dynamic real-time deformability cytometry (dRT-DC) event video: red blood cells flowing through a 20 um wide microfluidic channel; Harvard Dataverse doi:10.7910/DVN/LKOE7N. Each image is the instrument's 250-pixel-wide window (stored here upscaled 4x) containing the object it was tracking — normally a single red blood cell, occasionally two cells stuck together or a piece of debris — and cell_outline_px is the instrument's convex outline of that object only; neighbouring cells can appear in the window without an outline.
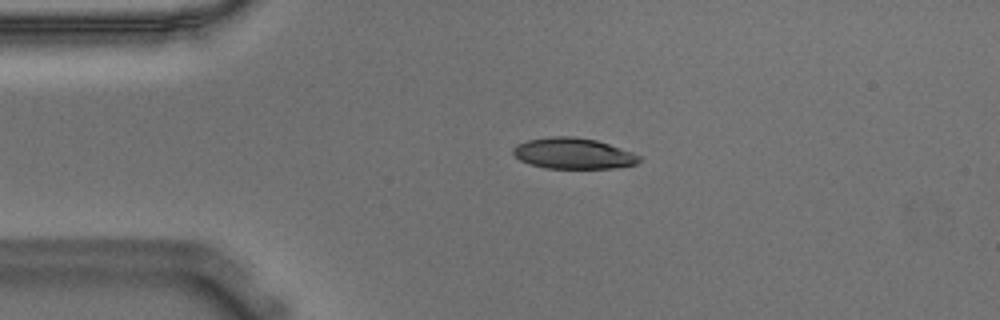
{"species": "Egyptian fruit bat (a non-hibernating species)", "species_latin": "Rousettus aegyptiacus", "temperature_condition": "warm", "stored_images_in_passage": 45, "camera_frame_rate_fps": 3000, "um_per_image_px": 0.085, "animal": {"sex": "male"}, "frame": {"image": 1, "passage_image": 2, "time_ms": 0.333, "image_size_px": [1000, 320], "cell_outline_px": [[640, 160], [636, 164], [612, 168], [544, 168], [520, 160], [512, 152], [512, 148], [516, 144], [528, 140], [552, 136], [572, 136], [596, 140], [632, 152], [640, 156]], "centroid_in_image_um": [48.7, 13.04], "position_along_channel_um": 36.3, "area_um2": 22.54}}
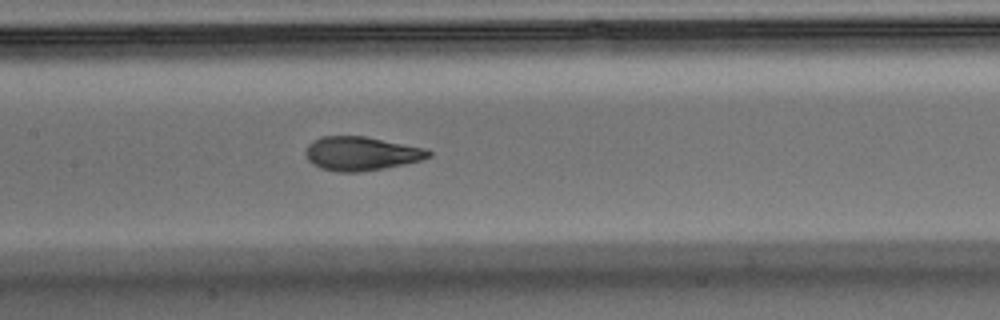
{"frame": {"image": 2, "passage_image": 16, "time_ms": 5.0, "image_size_px": [1000, 320], "cell_outline_px": [[432, 156], [420, 160], [404, 164], [384, 168], [360, 172], [336, 172], [320, 168], [312, 164], [308, 160], [304, 152], [308, 144], [312, 140], [320, 136], [364, 136], [424, 148], [432, 152]], "centroid_in_image_um": [30.65, 13.05], "position_along_channel_um": 176.7, "area_um2": 24.33}}
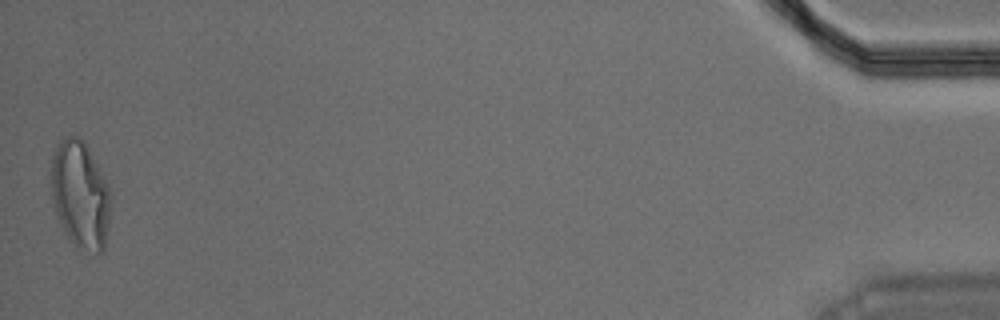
{"frame": {"image": 3, "passage_image": 45, "time_ms": 14.667, "image_size_px": [1000, 320], "cell_outline_px": [[112, 196], [108, 228], [104, 252], [96, 252], [76, 248], [60, 224], [56, 216], [52, 200], [52, 156], [56, 144], [60, 140], [72, 132], [80, 136], [104, 176]], "centroid_in_image_um": [6.83, 16.54], "position_along_channel_um": 428.4, "area_um2": 37.63}, "authors_computed_cell_mechanics": {"area_um2": 24.565, "velocity_mm_per_s": 3.6144, "shape_relaxation_time_tau1_ms": 4.3886, "shape_relaxation_time_tau2_ms": 0.8744, "deformation_change_tau1": 0.1746, "deformation_change_tau2": 0.0687}}